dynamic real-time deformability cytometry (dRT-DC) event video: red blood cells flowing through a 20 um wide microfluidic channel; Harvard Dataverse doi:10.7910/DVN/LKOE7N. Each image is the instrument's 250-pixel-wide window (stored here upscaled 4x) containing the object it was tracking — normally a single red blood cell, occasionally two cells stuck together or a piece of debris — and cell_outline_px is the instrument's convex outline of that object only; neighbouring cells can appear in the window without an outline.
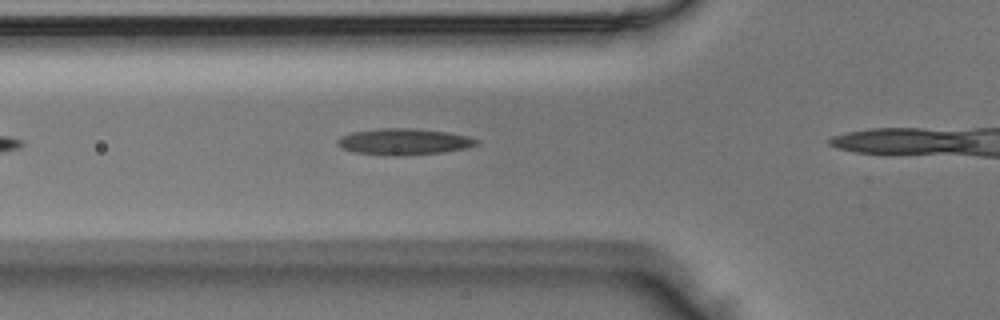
{"species": "Egyptian fruit bat (a non-hibernating species)", "species_latin": "Rousettus aegyptiacus", "temperature_condition": "room temperature", "stored_images_in_passage": 13, "camera_frame_rate_fps": 3000, "um_per_image_px": 0.085, "animal": {"sex": "male"}, "frame": {"image": 1, "passage_image": 6, "time_ms": 1.667, "image_size_px": [1000, 320], "cell_outline_px": [[480, 144], [464, 148], [444, 152], [400, 156], [388, 156], [356, 152], [344, 148], [336, 144], [336, 140], [340, 136], [352, 132], [380, 128], [416, 128], [448, 132], [468, 136], [480, 140]], "centroid_in_image_um": [34.35, 12.04], "position_along_channel_um": 91.5, "area_um2": 21.5}}